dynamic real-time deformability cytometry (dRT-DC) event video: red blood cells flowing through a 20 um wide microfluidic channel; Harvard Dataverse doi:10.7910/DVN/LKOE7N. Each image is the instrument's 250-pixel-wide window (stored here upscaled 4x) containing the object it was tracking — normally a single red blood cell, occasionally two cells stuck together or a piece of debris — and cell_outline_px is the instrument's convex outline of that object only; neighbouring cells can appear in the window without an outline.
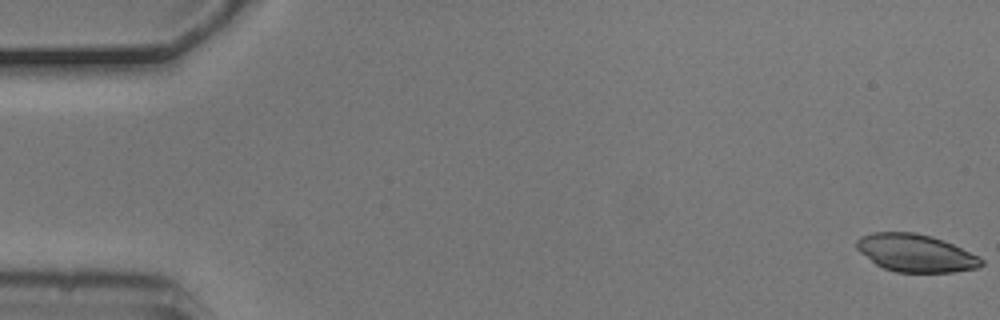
{"species": "common noctule bat (a hibernating species)", "species_latin": "Nyctalus noctula", "temperature_condition": "cold", "stored_images_in_passage": 9, "camera_frame_rate_fps": 3000, "um_per_image_px": 0.085, "animal": {"sex": "male", "body_mass_g": 20.5, "forearm_length_mm": 52.5}, "frame": {"image": 1, "passage_image": 1, "time_ms": 0.0, "image_size_px": [1000, 320], "cell_outline_px": [[984, 264], [976, 268], [952, 272], [896, 272], [884, 268], [876, 264], [860, 252], [856, 248], [856, 240], [860, 236], [872, 232], [916, 232], [932, 236], [944, 240], [980, 256], [984, 260]], "centroid_in_image_um": [77.84, 21.49], "position_along_channel_um": 7.2, "area_um2": 27.51}}
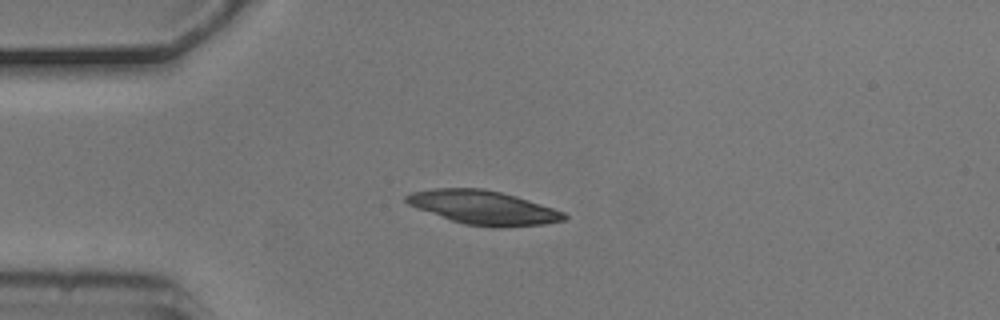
{"frame": {"image": 2, "passage_image": 4, "time_ms": 1.0, "image_size_px": [1000, 320], "cell_outline_px": [[568, 216], [564, 220], [544, 224], [500, 228], [492, 228], [464, 224], [416, 208], [408, 204], [404, 200], [404, 196], [412, 192], [432, 188], [484, 188], [516, 196], [564, 212]], "centroid_in_image_um": [41.06, 17.64], "position_along_channel_um": 43.9, "area_um2": 31.15}}
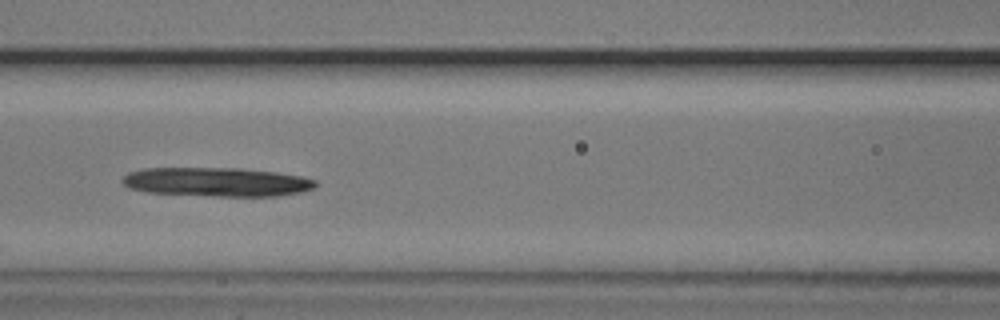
{"frame": {"image": 3, "passage_image": 7, "time_ms": 2.0, "image_size_px": [1000, 320], "cell_outline_px": [[316, 184], [312, 188], [300, 192], [280, 196], [212, 196], [148, 192], [128, 188], [120, 180], [128, 172], [144, 168], [240, 168], [276, 172], [304, 176], [316, 180]], "centroid_in_image_um": [18.41, 15.46], "position_along_channel_um": 148.2, "area_um2": 32.77}}